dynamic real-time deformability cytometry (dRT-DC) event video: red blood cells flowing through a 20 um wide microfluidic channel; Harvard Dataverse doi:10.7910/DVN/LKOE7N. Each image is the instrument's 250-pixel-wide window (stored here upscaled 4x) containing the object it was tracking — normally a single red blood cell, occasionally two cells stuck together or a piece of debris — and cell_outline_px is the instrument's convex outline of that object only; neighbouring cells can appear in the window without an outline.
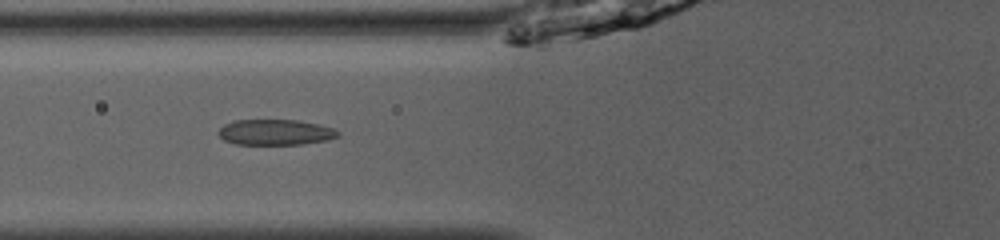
{"species": "common noctule bat (a hibernating species)", "species_latin": "Nyctalus noctula", "temperature_condition": "room temperature", "stored_images_in_passage": 34, "camera_frame_rate_fps": 3000, "um_per_image_px": 0.085, "animal": {"sex": "male", "body_mass_g": 13.0, "forearm_length_mm": 53.1}, "frame": {"image": 1, "passage_image": 5, "time_ms": 1.333, "image_size_px": [1000, 240], "cell_outline_px": [[340, 136], [328, 140], [300, 144], [236, 144], [224, 140], [216, 132], [224, 124], [232, 120], [296, 120], [320, 124], [332, 128], [340, 132]], "centroid_in_image_um": [23.4, 11.23], "position_along_channel_um": 102.4, "area_um2": 17.92}}
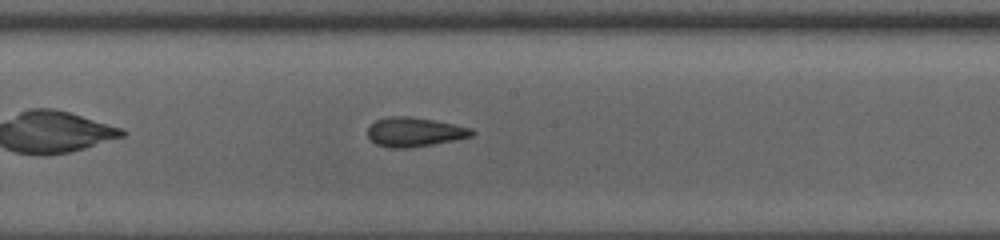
{"frame": {"image": 2, "passage_image": 13, "time_ms": 4.0, "image_size_px": [1000, 240], "cell_outline_px": [[476, 132], [472, 136], [456, 140], [408, 148], [388, 148], [376, 144], [368, 136], [368, 128], [376, 120], [388, 116], [408, 116], [432, 120], [472, 128]], "centroid_in_image_um": [35.23, 11.22], "position_along_channel_um": 213.0, "area_um2": 17.69}}
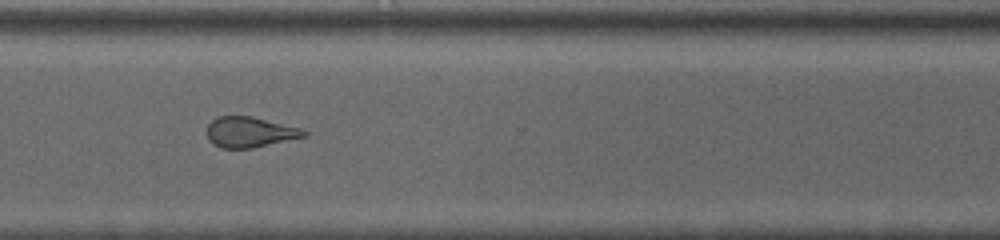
{"frame": {"image": 3, "passage_image": 23, "time_ms": 7.333, "image_size_px": [1000, 240], "cell_outline_px": [[308, 136], [252, 148], [220, 148], [212, 144], [208, 140], [204, 132], [208, 124], [216, 116], [252, 116], [300, 128], [308, 132]], "centroid_in_image_um": [21.18, 11.23], "position_along_channel_um": 349.4, "area_um2": 17.51}, "authors_computed_cell_mechanics": {"area_um2": 17.8024, "velocity_mm_per_s": 4.1166, "shape_relaxation_time_tau1_ms": 4.6514, "shape_relaxation_time_tau2_ms": 2.7933, "deformation_change_tau1": 0.1461, "deformation_change_tau2": 0.0739}}